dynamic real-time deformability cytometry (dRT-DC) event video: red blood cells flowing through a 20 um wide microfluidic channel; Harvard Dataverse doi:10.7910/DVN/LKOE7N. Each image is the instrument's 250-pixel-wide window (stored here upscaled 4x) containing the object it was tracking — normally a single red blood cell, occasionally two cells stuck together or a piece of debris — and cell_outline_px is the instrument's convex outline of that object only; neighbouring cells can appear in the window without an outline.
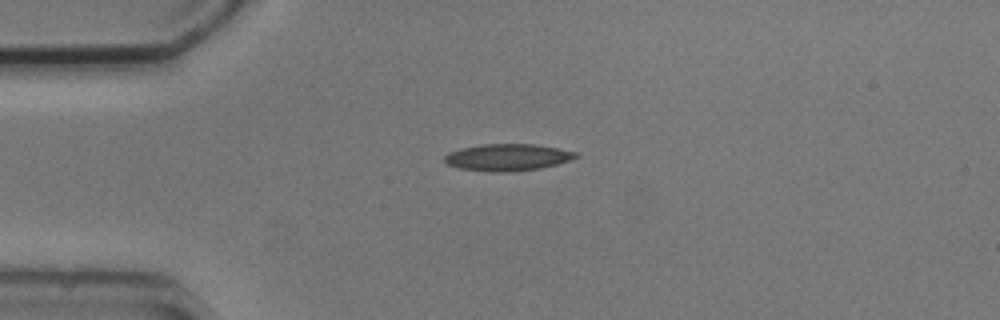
{"species": "common noctule bat (a hibernating species)", "species_latin": "Nyctalus noctula", "temperature_condition": "cold", "stored_images_in_passage": 4, "camera_frame_rate_fps": 3000, "um_per_image_px": 0.085, "animal": {"sex": "male", "body_mass_g": 20.5, "forearm_length_mm": 52.5}, "frame": {"image": 1, "passage_image": 3, "time_ms": 2.333, "image_size_px": [1000, 320], "cell_outline_px": [[580, 156], [556, 164], [540, 168], [504, 172], [492, 172], [460, 168], [448, 164], [444, 160], [444, 156], [448, 152], [460, 148], [480, 144], [536, 144], [576, 152]], "centroid_in_image_um": [43.11, 13.36], "position_along_channel_um": 41.9, "area_um2": 20.4}}